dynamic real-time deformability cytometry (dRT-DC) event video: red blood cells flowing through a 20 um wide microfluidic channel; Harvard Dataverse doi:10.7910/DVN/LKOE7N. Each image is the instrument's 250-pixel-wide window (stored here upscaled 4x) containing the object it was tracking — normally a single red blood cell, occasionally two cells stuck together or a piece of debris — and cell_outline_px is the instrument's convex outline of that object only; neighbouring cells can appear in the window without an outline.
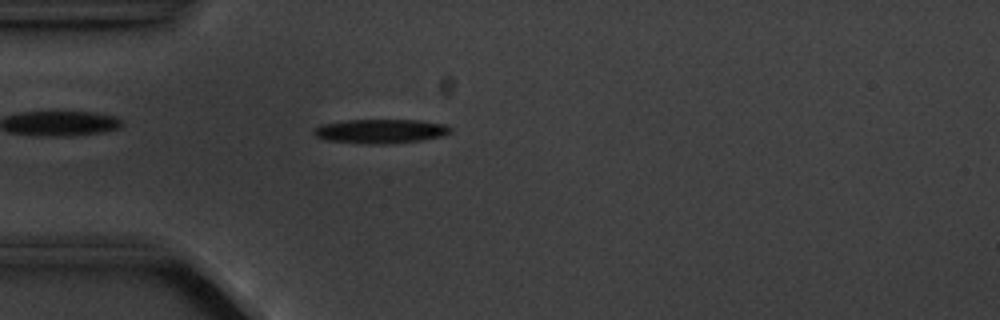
{"species": "common noctule bat (a hibernating species)", "species_latin": "Nyctalus noctula", "temperature_condition": "cold", "stored_images_in_passage": 2, "camera_frame_rate_fps": 3000, "um_per_image_px": 0.085, "animal": {"sex": "male", "body_mass_g": 20.1, "forearm_length_mm": 53.5}, "frame": {"image": 1, "passage_image": 2, "time_ms": 1.333, "image_size_px": [1000, 320], "cell_outline_px": [[452, 132], [440, 136], [420, 140], [388, 144], [368, 144], [328, 140], [316, 136], [312, 132], [312, 128], [320, 124], [348, 120], [420, 120], [448, 124], [452, 128]], "centroid_in_image_um": [32.35, 11.14], "position_along_channel_um": 52.6, "area_um2": 19.36}}